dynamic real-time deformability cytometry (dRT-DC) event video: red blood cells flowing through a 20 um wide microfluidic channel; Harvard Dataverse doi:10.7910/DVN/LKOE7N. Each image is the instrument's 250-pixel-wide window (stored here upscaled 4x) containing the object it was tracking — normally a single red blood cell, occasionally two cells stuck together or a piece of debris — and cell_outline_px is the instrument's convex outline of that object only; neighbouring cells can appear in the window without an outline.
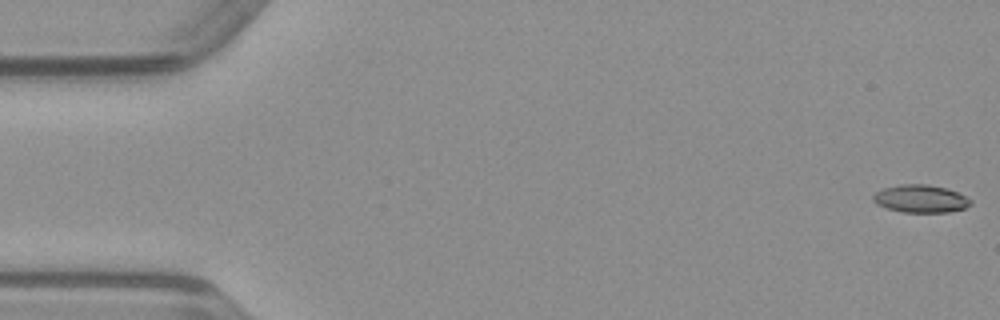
{"species": "common noctule bat (a hibernating species)", "species_latin": "Nyctalus noctula", "temperature_condition": "warm", "stored_images_in_passage": 12, "camera_frame_rate_fps": 3000, "um_per_image_px": 0.085, "animal": {"sex": "male", "body_mass_g": 23.1, "forearm_length_mm": 52.7}, "frame": {"image": 1, "passage_image": 1, "time_ms": 0.0, "image_size_px": [1000, 320], "cell_outline_px": [[972, 204], [964, 208], [948, 212], [904, 212], [888, 208], [876, 204], [872, 200], [872, 196], [876, 192], [884, 188], [900, 184], [928, 184], [948, 188], [972, 200]], "centroid_in_image_um": [78.25, 16.88], "position_along_channel_um": 6.8, "area_um2": 15.72}}